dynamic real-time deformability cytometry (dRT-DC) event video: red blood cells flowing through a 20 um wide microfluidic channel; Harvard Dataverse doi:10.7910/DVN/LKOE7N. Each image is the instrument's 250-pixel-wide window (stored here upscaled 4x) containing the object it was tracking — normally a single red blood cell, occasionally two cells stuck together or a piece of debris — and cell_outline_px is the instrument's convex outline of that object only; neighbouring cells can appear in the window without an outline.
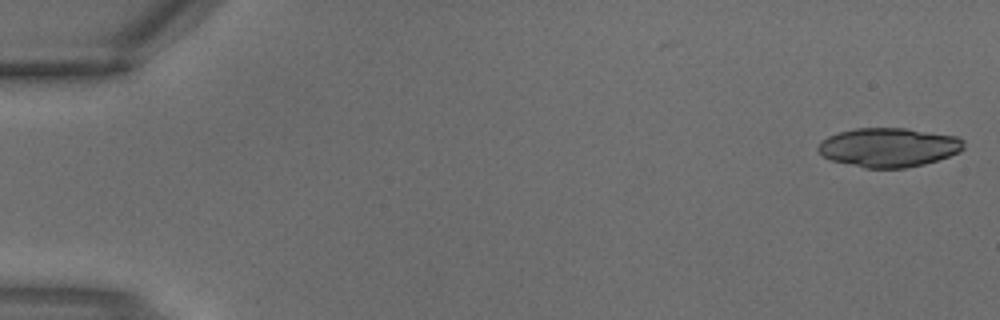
{"species": "common noctule bat (a hibernating species)", "species_latin": "Nyctalus noctula", "temperature_condition": "warm", "stored_images_in_passage": 3, "camera_frame_rate_fps": 3000, "um_per_image_px": 0.085, "animal": {"sex": "male", "body_mass_g": 18.8}, "frame": {"image": 1, "passage_image": 1, "time_ms": 0.0, "image_size_px": [1000, 320], "cell_outline_px": [[964, 148], [960, 152], [924, 164], [904, 168], [864, 168], [832, 160], [824, 156], [816, 148], [828, 136], [840, 132], [856, 128], [904, 128], [956, 136], [964, 140]], "centroid_in_image_um": [75.56, 12.53], "position_along_channel_um": 9.4, "area_um2": 32.89}}